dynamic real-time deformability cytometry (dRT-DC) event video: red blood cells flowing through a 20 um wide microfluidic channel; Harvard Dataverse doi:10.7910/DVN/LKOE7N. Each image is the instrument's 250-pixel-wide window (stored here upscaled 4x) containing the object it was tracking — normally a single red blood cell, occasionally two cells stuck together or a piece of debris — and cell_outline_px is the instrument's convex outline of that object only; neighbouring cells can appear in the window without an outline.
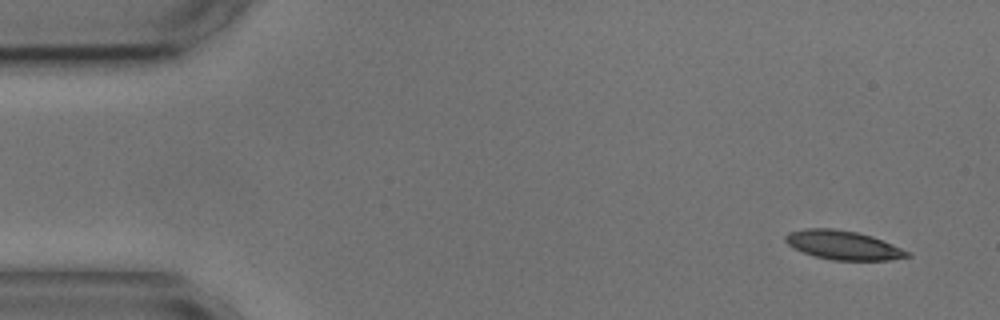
{"species": "common noctule bat (a hibernating species)", "species_latin": "Nyctalus noctula", "temperature_condition": "cold", "stored_images_in_passage": 4, "camera_frame_rate_fps": 3000, "um_per_image_px": 0.085, "animal": {"sex": "male", "body_mass_g": 17.9, "forearm_length_mm": 54.2}, "frame": {"image": 1, "passage_image": 1, "time_ms": 0.0, "image_size_px": [1000, 320], "cell_outline_px": [[912, 256], [888, 260], [832, 260], [816, 256], [804, 252], [788, 244], [784, 240], [784, 236], [788, 232], [804, 228], [832, 228], [856, 232], [872, 236], [892, 244], [908, 252]], "centroid_in_image_um": [71.64, 20.82], "position_along_channel_um": 13.4, "area_um2": 20.35}}
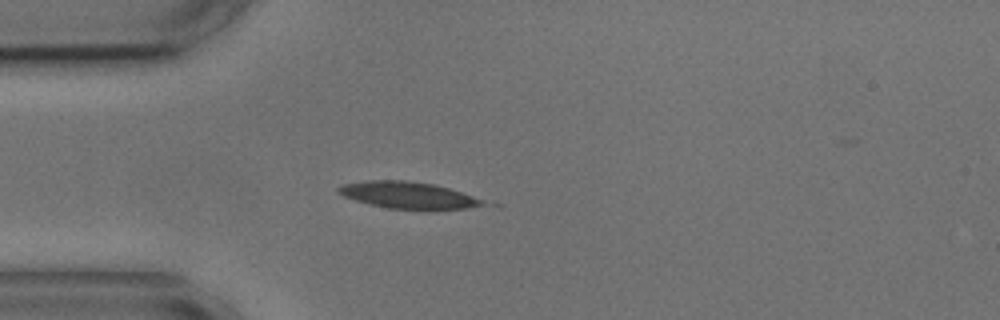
{"frame": {"image": 2, "passage_image": 4, "time_ms": 3.667, "image_size_px": [1000, 320], "cell_outline_px": [[484, 204], [468, 208], [428, 212], [388, 208], [368, 204], [344, 196], [336, 188], [344, 184], [368, 180], [408, 180], [436, 184], [472, 196], [480, 200]], "centroid_in_image_um": [34.69, 16.62], "position_along_channel_um": 50.3, "area_um2": 22.89}}